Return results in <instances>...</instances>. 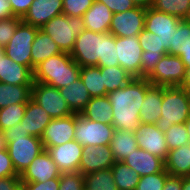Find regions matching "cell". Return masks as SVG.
Returning <instances> with one entry per match:
<instances>
[{
  "label": "cell",
  "instance_id": "obj_1",
  "mask_svg": "<svg viewBox=\"0 0 190 190\" xmlns=\"http://www.w3.org/2000/svg\"><path fill=\"white\" fill-rule=\"evenodd\" d=\"M152 84L146 78H133L127 85L107 94L115 129L135 132L140 125V109Z\"/></svg>",
  "mask_w": 190,
  "mask_h": 190
},
{
  "label": "cell",
  "instance_id": "obj_2",
  "mask_svg": "<svg viewBox=\"0 0 190 190\" xmlns=\"http://www.w3.org/2000/svg\"><path fill=\"white\" fill-rule=\"evenodd\" d=\"M81 67L68 53H60L42 61L33 70L34 82L48 84L57 89L80 78Z\"/></svg>",
  "mask_w": 190,
  "mask_h": 190
},
{
  "label": "cell",
  "instance_id": "obj_3",
  "mask_svg": "<svg viewBox=\"0 0 190 190\" xmlns=\"http://www.w3.org/2000/svg\"><path fill=\"white\" fill-rule=\"evenodd\" d=\"M190 115V94L180 86H162L161 118L155 123L163 132L173 124L185 123Z\"/></svg>",
  "mask_w": 190,
  "mask_h": 190
},
{
  "label": "cell",
  "instance_id": "obj_4",
  "mask_svg": "<svg viewBox=\"0 0 190 190\" xmlns=\"http://www.w3.org/2000/svg\"><path fill=\"white\" fill-rule=\"evenodd\" d=\"M39 29L54 40L61 52L70 54L76 37L85 29V25L82 17L61 14L53 17Z\"/></svg>",
  "mask_w": 190,
  "mask_h": 190
},
{
  "label": "cell",
  "instance_id": "obj_5",
  "mask_svg": "<svg viewBox=\"0 0 190 190\" xmlns=\"http://www.w3.org/2000/svg\"><path fill=\"white\" fill-rule=\"evenodd\" d=\"M13 167L18 175L44 150L41 138L36 136L5 137Z\"/></svg>",
  "mask_w": 190,
  "mask_h": 190
},
{
  "label": "cell",
  "instance_id": "obj_6",
  "mask_svg": "<svg viewBox=\"0 0 190 190\" xmlns=\"http://www.w3.org/2000/svg\"><path fill=\"white\" fill-rule=\"evenodd\" d=\"M104 33L84 29L75 40L70 53L72 59L80 66H97L98 60L103 59Z\"/></svg>",
  "mask_w": 190,
  "mask_h": 190
},
{
  "label": "cell",
  "instance_id": "obj_7",
  "mask_svg": "<svg viewBox=\"0 0 190 190\" xmlns=\"http://www.w3.org/2000/svg\"><path fill=\"white\" fill-rule=\"evenodd\" d=\"M112 124H103L92 121L81 114L75 113L74 140L84 146L109 145L114 134Z\"/></svg>",
  "mask_w": 190,
  "mask_h": 190
},
{
  "label": "cell",
  "instance_id": "obj_8",
  "mask_svg": "<svg viewBox=\"0 0 190 190\" xmlns=\"http://www.w3.org/2000/svg\"><path fill=\"white\" fill-rule=\"evenodd\" d=\"M39 28L23 21L17 26L14 36L4 47L6 55L18 64L32 70L31 47Z\"/></svg>",
  "mask_w": 190,
  "mask_h": 190
},
{
  "label": "cell",
  "instance_id": "obj_9",
  "mask_svg": "<svg viewBox=\"0 0 190 190\" xmlns=\"http://www.w3.org/2000/svg\"><path fill=\"white\" fill-rule=\"evenodd\" d=\"M31 99L39 104L52 119L74 114L59 89L48 84L34 82L31 87Z\"/></svg>",
  "mask_w": 190,
  "mask_h": 190
},
{
  "label": "cell",
  "instance_id": "obj_10",
  "mask_svg": "<svg viewBox=\"0 0 190 190\" xmlns=\"http://www.w3.org/2000/svg\"><path fill=\"white\" fill-rule=\"evenodd\" d=\"M185 70V65L179 56L165 54L146 79L155 86H181Z\"/></svg>",
  "mask_w": 190,
  "mask_h": 190
},
{
  "label": "cell",
  "instance_id": "obj_11",
  "mask_svg": "<svg viewBox=\"0 0 190 190\" xmlns=\"http://www.w3.org/2000/svg\"><path fill=\"white\" fill-rule=\"evenodd\" d=\"M146 8L136 6L112 16L109 33L115 37L138 36L144 29Z\"/></svg>",
  "mask_w": 190,
  "mask_h": 190
},
{
  "label": "cell",
  "instance_id": "obj_12",
  "mask_svg": "<svg viewBox=\"0 0 190 190\" xmlns=\"http://www.w3.org/2000/svg\"><path fill=\"white\" fill-rule=\"evenodd\" d=\"M180 21L176 16L149 7L146 8L144 29L157 34L169 54V46L172 45V37Z\"/></svg>",
  "mask_w": 190,
  "mask_h": 190
},
{
  "label": "cell",
  "instance_id": "obj_13",
  "mask_svg": "<svg viewBox=\"0 0 190 190\" xmlns=\"http://www.w3.org/2000/svg\"><path fill=\"white\" fill-rule=\"evenodd\" d=\"M119 65L133 78H141V54L138 36L115 37Z\"/></svg>",
  "mask_w": 190,
  "mask_h": 190
},
{
  "label": "cell",
  "instance_id": "obj_14",
  "mask_svg": "<svg viewBox=\"0 0 190 190\" xmlns=\"http://www.w3.org/2000/svg\"><path fill=\"white\" fill-rule=\"evenodd\" d=\"M143 50L141 54V78H147L160 59L167 54L158 35L143 29L138 35Z\"/></svg>",
  "mask_w": 190,
  "mask_h": 190
},
{
  "label": "cell",
  "instance_id": "obj_15",
  "mask_svg": "<svg viewBox=\"0 0 190 190\" xmlns=\"http://www.w3.org/2000/svg\"><path fill=\"white\" fill-rule=\"evenodd\" d=\"M135 137L140 149H144L164 161L167 159L169 149L165 141V134L156 124H140L135 131Z\"/></svg>",
  "mask_w": 190,
  "mask_h": 190
},
{
  "label": "cell",
  "instance_id": "obj_16",
  "mask_svg": "<svg viewBox=\"0 0 190 190\" xmlns=\"http://www.w3.org/2000/svg\"><path fill=\"white\" fill-rule=\"evenodd\" d=\"M61 173L79 172L83 146L76 140L47 149Z\"/></svg>",
  "mask_w": 190,
  "mask_h": 190
},
{
  "label": "cell",
  "instance_id": "obj_17",
  "mask_svg": "<svg viewBox=\"0 0 190 190\" xmlns=\"http://www.w3.org/2000/svg\"><path fill=\"white\" fill-rule=\"evenodd\" d=\"M74 129L75 113L67 117L52 119L41 136L44 150L74 140Z\"/></svg>",
  "mask_w": 190,
  "mask_h": 190
},
{
  "label": "cell",
  "instance_id": "obj_18",
  "mask_svg": "<svg viewBox=\"0 0 190 190\" xmlns=\"http://www.w3.org/2000/svg\"><path fill=\"white\" fill-rule=\"evenodd\" d=\"M115 158L109 147L104 146H84L79 172L83 175L88 173L111 168L115 163Z\"/></svg>",
  "mask_w": 190,
  "mask_h": 190
},
{
  "label": "cell",
  "instance_id": "obj_19",
  "mask_svg": "<svg viewBox=\"0 0 190 190\" xmlns=\"http://www.w3.org/2000/svg\"><path fill=\"white\" fill-rule=\"evenodd\" d=\"M60 175L61 172L50 154L43 150L20 175V182H45Z\"/></svg>",
  "mask_w": 190,
  "mask_h": 190
},
{
  "label": "cell",
  "instance_id": "obj_20",
  "mask_svg": "<svg viewBox=\"0 0 190 190\" xmlns=\"http://www.w3.org/2000/svg\"><path fill=\"white\" fill-rule=\"evenodd\" d=\"M63 0H34L22 21L41 28L53 17L62 14Z\"/></svg>",
  "mask_w": 190,
  "mask_h": 190
},
{
  "label": "cell",
  "instance_id": "obj_21",
  "mask_svg": "<svg viewBox=\"0 0 190 190\" xmlns=\"http://www.w3.org/2000/svg\"><path fill=\"white\" fill-rule=\"evenodd\" d=\"M0 82L12 85H33V71L9 58L0 48Z\"/></svg>",
  "mask_w": 190,
  "mask_h": 190
},
{
  "label": "cell",
  "instance_id": "obj_22",
  "mask_svg": "<svg viewBox=\"0 0 190 190\" xmlns=\"http://www.w3.org/2000/svg\"><path fill=\"white\" fill-rule=\"evenodd\" d=\"M122 162L134 169L140 177L159 173L165 169L163 159L139 147L130 153Z\"/></svg>",
  "mask_w": 190,
  "mask_h": 190
},
{
  "label": "cell",
  "instance_id": "obj_23",
  "mask_svg": "<svg viewBox=\"0 0 190 190\" xmlns=\"http://www.w3.org/2000/svg\"><path fill=\"white\" fill-rule=\"evenodd\" d=\"M51 120L50 115L30 98L26 104L24 117L20 123L23 129L29 132L30 135L41 138Z\"/></svg>",
  "mask_w": 190,
  "mask_h": 190
},
{
  "label": "cell",
  "instance_id": "obj_24",
  "mask_svg": "<svg viewBox=\"0 0 190 190\" xmlns=\"http://www.w3.org/2000/svg\"><path fill=\"white\" fill-rule=\"evenodd\" d=\"M112 16L113 12L104 3L94 0L82 18L85 29L98 33H108Z\"/></svg>",
  "mask_w": 190,
  "mask_h": 190
},
{
  "label": "cell",
  "instance_id": "obj_25",
  "mask_svg": "<svg viewBox=\"0 0 190 190\" xmlns=\"http://www.w3.org/2000/svg\"><path fill=\"white\" fill-rule=\"evenodd\" d=\"M162 86L152 85L140 109V124H155L161 118Z\"/></svg>",
  "mask_w": 190,
  "mask_h": 190
},
{
  "label": "cell",
  "instance_id": "obj_26",
  "mask_svg": "<svg viewBox=\"0 0 190 190\" xmlns=\"http://www.w3.org/2000/svg\"><path fill=\"white\" fill-rule=\"evenodd\" d=\"M73 113L80 114L92 98L88 89L79 78L75 82L59 89Z\"/></svg>",
  "mask_w": 190,
  "mask_h": 190
},
{
  "label": "cell",
  "instance_id": "obj_27",
  "mask_svg": "<svg viewBox=\"0 0 190 190\" xmlns=\"http://www.w3.org/2000/svg\"><path fill=\"white\" fill-rule=\"evenodd\" d=\"M165 162V170L169 175L190 176V143L169 150Z\"/></svg>",
  "mask_w": 190,
  "mask_h": 190
},
{
  "label": "cell",
  "instance_id": "obj_28",
  "mask_svg": "<svg viewBox=\"0 0 190 190\" xmlns=\"http://www.w3.org/2000/svg\"><path fill=\"white\" fill-rule=\"evenodd\" d=\"M62 53L54 40L38 29L31 47L32 71L42 61Z\"/></svg>",
  "mask_w": 190,
  "mask_h": 190
},
{
  "label": "cell",
  "instance_id": "obj_29",
  "mask_svg": "<svg viewBox=\"0 0 190 190\" xmlns=\"http://www.w3.org/2000/svg\"><path fill=\"white\" fill-rule=\"evenodd\" d=\"M80 114L103 124H112L113 121L112 106L107 95L92 97Z\"/></svg>",
  "mask_w": 190,
  "mask_h": 190
},
{
  "label": "cell",
  "instance_id": "obj_30",
  "mask_svg": "<svg viewBox=\"0 0 190 190\" xmlns=\"http://www.w3.org/2000/svg\"><path fill=\"white\" fill-rule=\"evenodd\" d=\"M109 147L115 161L122 162L130 153L138 148L135 132L115 129Z\"/></svg>",
  "mask_w": 190,
  "mask_h": 190
},
{
  "label": "cell",
  "instance_id": "obj_31",
  "mask_svg": "<svg viewBox=\"0 0 190 190\" xmlns=\"http://www.w3.org/2000/svg\"><path fill=\"white\" fill-rule=\"evenodd\" d=\"M32 85H12L0 82V109L9 105L27 103Z\"/></svg>",
  "mask_w": 190,
  "mask_h": 190
},
{
  "label": "cell",
  "instance_id": "obj_32",
  "mask_svg": "<svg viewBox=\"0 0 190 190\" xmlns=\"http://www.w3.org/2000/svg\"><path fill=\"white\" fill-rule=\"evenodd\" d=\"M118 190H135L140 181L139 174L123 162H115L111 167Z\"/></svg>",
  "mask_w": 190,
  "mask_h": 190
},
{
  "label": "cell",
  "instance_id": "obj_33",
  "mask_svg": "<svg viewBox=\"0 0 190 190\" xmlns=\"http://www.w3.org/2000/svg\"><path fill=\"white\" fill-rule=\"evenodd\" d=\"M100 71L103 76V85H105L107 93L121 89L133 79V77L129 75L120 65L100 67Z\"/></svg>",
  "mask_w": 190,
  "mask_h": 190
},
{
  "label": "cell",
  "instance_id": "obj_34",
  "mask_svg": "<svg viewBox=\"0 0 190 190\" xmlns=\"http://www.w3.org/2000/svg\"><path fill=\"white\" fill-rule=\"evenodd\" d=\"M80 79L88 89L91 97L106 96L108 94L105 85H103V76L101 75L100 67H81Z\"/></svg>",
  "mask_w": 190,
  "mask_h": 190
},
{
  "label": "cell",
  "instance_id": "obj_35",
  "mask_svg": "<svg viewBox=\"0 0 190 190\" xmlns=\"http://www.w3.org/2000/svg\"><path fill=\"white\" fill-rule=\"evenodd\" d=\"M84 190H118L112 169L94 171L84 175Z\"/></svg>",
  "mask_w": 190,
  "mask_h": 190
},
{
  "label": "cell",
  "instance_id": "obj_36",
  "mask_svg": "<svg viewBox=\"0 0 190 190\" xmlns=\"http://www.w3.org/2000/svg\"><path fill=\"white\" fill-rule=\"evenodd\" d=\"M151 7L185 20L190 9V0H153Z\"/></svg>",
  "mask_w": 190,
  "mask_h": 190
},
{
  "label": "cell",
  "instance_id": "obj_37",
  "mask_svg": "<svg viewBox=\"0 0 190 190\" xmlns=\"http://www.w3.org/2000/svg\"><path fill=\"white\" fill-rule=\"evenodd\" d=\"M185 50H190V23L181 20L173 34L169 54L180 56Z\"/></svg>",
  "mask_w": 190,
  "mask_h": 190
},
{
  "label": "cell",
  "instance_id": "obj_38",
  "mask_svg": "<svg viewBox=\"0 0 190 190\" xmlns=\"http://www.w3.org/2000/svg\"><path fill=\"white\" fill-rule=\"evenodd\" d=\"M27 103L9 105L0 109V130L4 131L20 123Z\"/></svg>",
  "mask_w": 190,
  "mask_h": 190
},
{
  "label": "cell",
  "instance_id": "obj_39",
  "mask_svg": "<svg viewBox=\"0 0 190 190\" xmlns=\"http://www.w3.org/2000/svg\"><path fill=\"white\" fill-rule=\"evenodd\" d=\"M165 141L168 149L173 150L182 145L189 144V136L185 124H173L168 130L164 132Z\"/></svg>",
  "mask_w": 190,
  "mask_h": 190
},
{
  "label": "cell",
  "instance_id": "obj_40",
  "mask_svg": "<svg viewBox=\"0 0 190 190\" xmlns=\"http://www.w3.org/2000/svg\"><path fill=\"white\" fill-rule=\"evenodd\" d=\"M119 65L116 46L115 36L113 34L104 33V50L103 59L98 60V67H112Z\"/></svg>",
  "mask_w": 190,
  "mask_h": 190
},
{
  "label": "cell",
  "instance_id": "obj_41",
  "mask_svg": "<svg viewBox=\"0 0 190 190\" xmlns=\"http://www.w3.org/2000/svg\"><path fill=\"white\" fill-rule=\"evenodd\" d=\"M168 175L164 169L159 173L141 176L135 190H162Z\"/></svg>",
  "mask_w": 190,
  "mask_h": 190
},
{
  "label": "cell",
  "instance_id": "obj_42",
  "mask_svg": "<svg viewBox=\"0 0 190 190\" xmlns=\"http://www.w3.org/2000/svg\"><path fill=\"white\" fill-rule=\"evenodd\" d=\"M21 21L22 19L17 16L0 20V48L9 43Z\"/></svg>",
  "mask_w": 190,
  "mask_h": 190
},
{
  "label": "cell",
  "instance_id": "obj_43",
  "mask_svg": "<svg viewBox=\"0 0 190 190\" xmlns=\"http://www.w3.org/2000/svg\"><path fill=\"white\" fill-rule=\"evenodd\" d=\"M93 2L94 0H63L62 14L82 17Z\"/></svg>",
  "mask_w": 190,
  "mask_h": 190
},
{
  "label": "cell",
  "instance_id": "obj_44",
  "mask_svg": "<svg viewBox=\"0 0 190 190\" xmlns=\"http://www.w3.org/2000/svg\"><path fill=\"white\" fill-rule=\"evenodd\" d=\"M59 190H84V175L80 172L61 173Z\"/></svg>",
  "mask_w": 190,
  "mask_h": 190
},
{
  "label": "cell",
  "instance_id": "obj_45",
  "mask_svg": "<svg viewBox=\"0 0 190 190\" xmlns=\"http://www.w3.org/2000/svg\"><path fill=\"white\" fill-rule=\"evenodd\" d=\"M60 177L45 182H20L25 190H59Z\"/></svg>",
  "mask_w": 190,
  "mask_h": 190
},
{
  "label": "cell",
  "instance_id": "obj_46",
  "mask_svg": "<svg viewBox=\"0 0 190 190\" xmlns=\"http://www.w3.org/2000/svg\"><path fill=\"white\" fill-rule=\"evenodd\" d=\"M18 175L13 167L9 152L7 149L0 150V178Z\"/></svg>",
  "mask_w": 190,
  "mask_h": 190
},
{
  "label": "cell",
  "instance_id": "obj_47",
  "mask_svg": "<svg viewBox=\"0 0 190 190\" xmlns=\"http://www.w3.org/2000/svg\"><path fill=\"white\" fill-rule=\"evenodd\" d=\"M101 3H104L112 12L122 13L129 9L136 7L132 0H97Z\"/></svg>",
  "mask_w": 190,
  "mask_h": 190
},
{
  "label": "cell",
  "instance_id": "obj_48",
  "mask_svg": "<svg viewBox=\"0 0 190 190\" xmlns=\"http://www.w3.org/2000/svg\"><path fill=\"white\" fill-rule=\"evenodd\" d=\"M34 0H9L14 16L23 18Z\"/></svg>",
  "mask_w": 190,
  "mask_h": 190
},
{
  "label": "cell",
  "instance_id": "obj_49",
  "mask_svg": "<svg viewBox=\"0 0 190 190\" xmlns=\"http://www.w3.org/2000/svg\"><path fill=\"white\" fill-rule=\"evenodd\" d=\"M20 184V175L0 178V190H15Z\"/></svg>",
  "mask_w": 190,
  "mask_h": 190
},
{
  "label": "cell",
  "instance_id": "obj_50",
  "mask_svg": "<svg viewBox=\"0 0 190 190\" xmlns=\"http://www.w3.org/2000/svg\"><path fill=\"white\" fill-rule=\"evenodd\" d=\"M162 190H182V177L168 175Z\"/></svg>",
  "mask_w": 190,
  "mask_h": 190
},
{
  "label": "cell",
  "instance_id": "obj_51",
  "mask_svg": "<svg viewBox=\"0 0 190 190\" xmlns=\"http://www.w3.org/2000/svg\"><path fill=\"white\" fill-rule=\"evenodd\" d=\"M3 132H4V137L30 136L29 132L23 129L21 123H18L15 126H12L4 130Z\"/></svg>",
  "mask_w": 190,
  "mask_h": 190
},
{
  "label": "cell",
  "instance_id": "obj_52",
  "mask_svg": "<svg viewBox=\"0 0 190 190\" xmlns=\"http://www.w3.org/2000/svg\"><path fill=\"white\" fill-rule=\"evenodd\" d=\"M12 6L9 0H0V20L13 17Z\"/></svg>",
  "mask_w": 190,
  "mask_h": 190
},
{
  "label": "cell",
  "instance_id": "obj_53",
  "mask_svg": "<svg viewBox=\"0 0 190 190\" xmlns=\"http://www.w3.org/2000/svg\"><path fill=\"white\" fill-rule=\"evenodd\" d=\"M180 87L190 94V68H186L183 83Z\"/></svg>",
  "mask_w": 190,
  "mask_h": 190
},
{
  "label": "cell",
  "instance_id": "obj_54",
  "mask_svg": "<svg viewBox=\"0 0 190 190\" xmlns=\"http://www.w3.org/2000/svg\"><path fill=\"white\" fill-rule=\"evenodd\" d=\"M179 57L184 63L185 68H190V50L183 51Z\"/></svg>",
  "mask_w": 190,
  "mask_h": 190
},
{
  "label": "cell",
  "instance_id": "obj_55",
  "mask_svg": "<svg viewBox=\"0 0 190 190\" xmlns=\"http://www.w3.org/2000/svg\"><path fill=\"white\" fill-rule=\"evenodd\" d=\"M136 6L149 8L152 6L153 0H132Z\"/></svg>",
  "mask_w": 190,
  "mask_h": 190
},
{
  "label": "cell",
  "instance_id": "obj_56",
  "mask_svg": "<svg viewBox=\"0 0 190 190\" xmlns=\"http://www.w3.org/2000/svg\"><path fill=\"white\" fill-rule=\"evenodd\" d=\"M182 190H190V176L182 177Z\"/></svg>",
  "mask_w": 190,
  "mask_h": 190
},
{
  "label": "cell",
  "instance_id": "obj_57",
  "mask_svg": "<svg viewBox=\"0 0 190 190\" xmlns=\"http://www.w3.org/2000/svg\"><path fill=\"white\" fill-rule=\"evenodd\" d=\"M7 149L4 132L0 130V150Z\"/></svg>",
  "mask_w": 190,
  "mask_h": 190
},
{
  "label": "cell",
  "instance_id": "obj_58",
  "mask_svg": "<svg viewBox=\"0 0 190 190\" xmlns=\"http://www.w3.org/2000/svg\"><path fill=\"white\" fill-rule=\"evenodd\" d=\"M185 127H186V130H187V132H188V138H189V142H190V115H189V117L186 119V121H185Z\"/></svg>",
  "mask_w": 190,
  "mask_h": 190
},
{
  "label": "cell",
  "instance_id": "obj_59",
  "mask_svg": "<svg viewBox=\"0 0 190 190\" xmlns=\"http://www.w3.org/2000/svg\"><path fill=\"white\" fill-rule=\"evenodd\" d=\"M185 21L190 23V9H189L188 15L185 18Z\"/></svg>",
  "mask_w": 190,
  "mask_h": 190
},
{
  "label": "cell",
  "instance_id": "obj_60",
  "mask_svg": "<svg viewBox=\"0 0 190 190\" xmlns=\"http://www.w3.org/2000/svg\"><path fill=\"white\" fill-rule=\"evenodd\" d=\"M15 190H25V189H24V187H23L21 184H19V185L15 188Z\"/></svg>",
  "mask_w": 190,
  "mask_h": 190
}]
</instances>
